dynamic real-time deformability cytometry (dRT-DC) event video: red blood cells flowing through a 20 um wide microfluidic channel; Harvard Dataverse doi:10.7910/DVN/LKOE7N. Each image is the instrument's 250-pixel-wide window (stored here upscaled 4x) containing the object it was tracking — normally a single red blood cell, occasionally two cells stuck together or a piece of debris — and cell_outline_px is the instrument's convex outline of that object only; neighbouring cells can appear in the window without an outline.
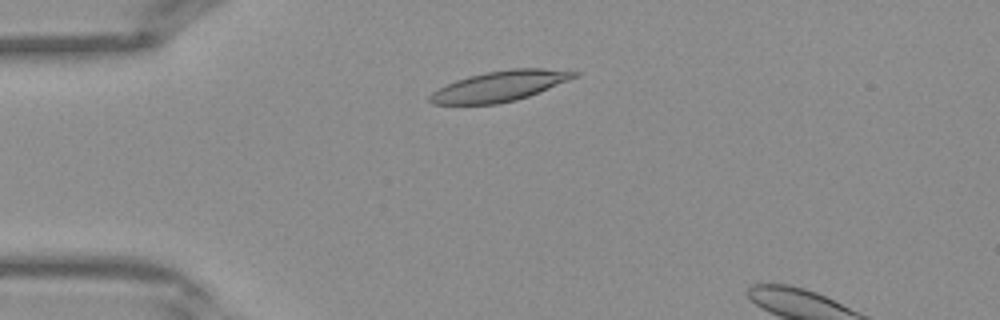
{"species": "Egyptian fruit bat (a non-hibernating species)", "species_latin": "Rousettus aegyptiacus", "temperature_condition": "warm", "stored_images_in_passage": 4, "camera_frame_rate_fps": 3000, "um_per_image_px": 0.085, "frame": {"image": 1, "passage_image": 1, "time_ms": 0.0, "image_size_px": [1000, 320], "cell_outline_px": [[580, 76], [540, 92], [516, 100], [496, 104], [432, 104], [428, 100], [428, 96], [432, 92], [456, 80], [468, 76], [484, 72], [512, 68], [540, 68], [580, 72]], "centroid_in_image_um": [42.51, 7.31], "position_along_channel_um": 42.5, "area_um2": 25.61}}